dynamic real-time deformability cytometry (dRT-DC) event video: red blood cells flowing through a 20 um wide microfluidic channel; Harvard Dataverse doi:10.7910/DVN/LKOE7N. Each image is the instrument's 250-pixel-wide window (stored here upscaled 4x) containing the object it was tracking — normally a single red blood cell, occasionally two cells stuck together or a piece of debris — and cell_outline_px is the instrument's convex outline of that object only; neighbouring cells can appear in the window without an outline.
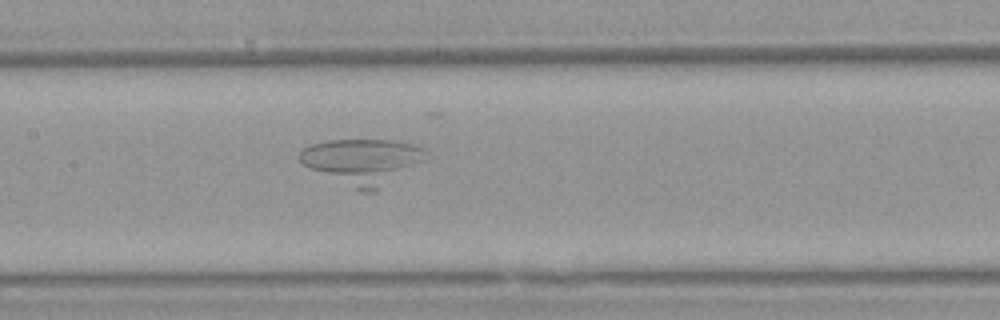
{"species": "Egyptian fruit bat (a non-hibernating species)", "species_latin": "Rousettus aegyptiacus", "temperature_condition": "warm", "stored_images_in_passage": 35, "segment_of_instrument_passage": [1, 2], "camera_frame_rate_fps": 3000, "um_per_image_px": 0.085, "animal": {"sex": "female"}, "frame": {"image": 1, "passage_image": 10, "time_ms": 3.0, "image_size_px": [1000, 320], "cell_outline_px": [[428, 160], [376, 192], [360, 192], [304, 164], [300, 160], [300, 152], [304, 148], [312, 144], [328, 140], [396, 140], [412, 144], [424, 148]], "centroid_in_image_um": [30.92, 13.73], "position_along_channel_um": 176.5, "area_um2": 33.52}}
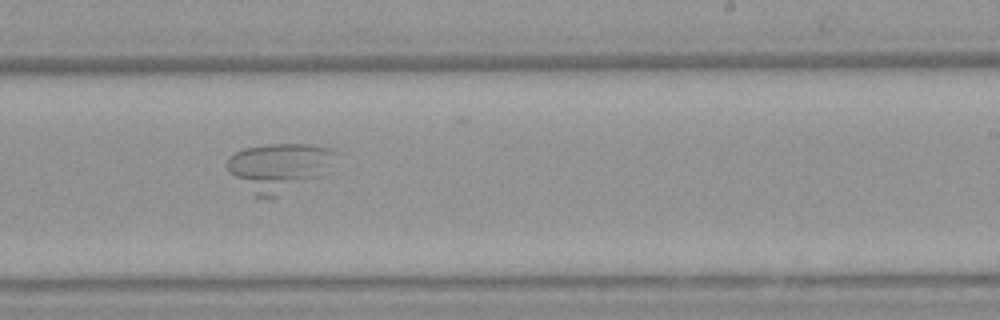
{"frame": {"image": 2, "passage_image": 17, "time_ms": 5.333, "image_size_px": [1000, 320], "cell_outline_px": [[340, 152], [324, 176], [272, 200], [268, 200], [256, 196], [228, 172], [228, 156], [244, 148], [268, 144], [308, 144], [332, 148]], "centroid_in_image_um": [23.79, 14.23], "position_along_channel_um": 265.2, "area_um2": 31.27}}
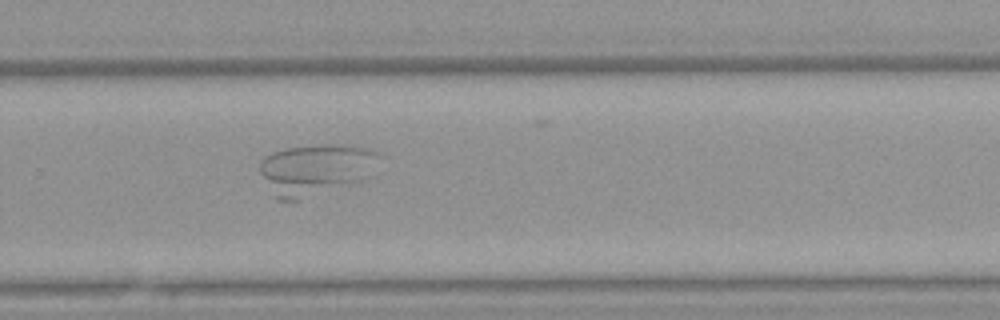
{"frame": {"image": 3, "passage_image": 20, "time_ms": 6.333, "image_size_px": [1000, 320], "cell_outline_px": [[376, 152], [356, 180], [296, 200], [276, 200], [260, 172], [260, 160], [272, 152], [284, 148], [324, 144], [352, 144]], "centroid_in_image_um": [26.56, 14.36], "position_along_channel_um": 303.2, "area_um2": 33.23}}